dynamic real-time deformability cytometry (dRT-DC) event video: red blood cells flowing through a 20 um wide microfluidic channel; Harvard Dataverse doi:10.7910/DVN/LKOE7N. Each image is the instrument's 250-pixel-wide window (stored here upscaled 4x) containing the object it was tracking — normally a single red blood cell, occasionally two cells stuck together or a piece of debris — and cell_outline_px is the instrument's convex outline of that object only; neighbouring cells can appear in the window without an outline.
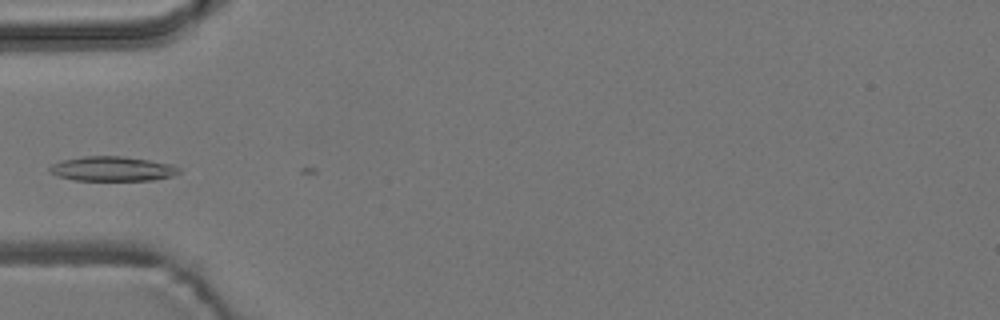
{"species": "common noctule bat (a hibernating species)", "species_latin": "Nyctalus noctula", "temperature_condition": "room temperature", "stored_images_in_passage": 2, "camera_frame_rate_fps": 3000, "um_per_image_px": 0.085, "animal": {"sex": "male", "body_mass_g": 19.2, "forearm_length_mm": 51.8}, "frame": {"image": 1, "passage_image": 1, "time_ms": 0.0, "image_size_px": [1000, 320], "cell_outline_px": [[180, 172], [172, 176], [152, 180], [76, 180], [56, 176], [48, 172], [48, 168], [52, 164], [60, 160], [84, 156], [124, 156], [172, 164], [180, 168]], "centroid_in_image_um": [9.51, 14.34], "position_along_channel_um": 75.5, "area_um2": 18.67}}